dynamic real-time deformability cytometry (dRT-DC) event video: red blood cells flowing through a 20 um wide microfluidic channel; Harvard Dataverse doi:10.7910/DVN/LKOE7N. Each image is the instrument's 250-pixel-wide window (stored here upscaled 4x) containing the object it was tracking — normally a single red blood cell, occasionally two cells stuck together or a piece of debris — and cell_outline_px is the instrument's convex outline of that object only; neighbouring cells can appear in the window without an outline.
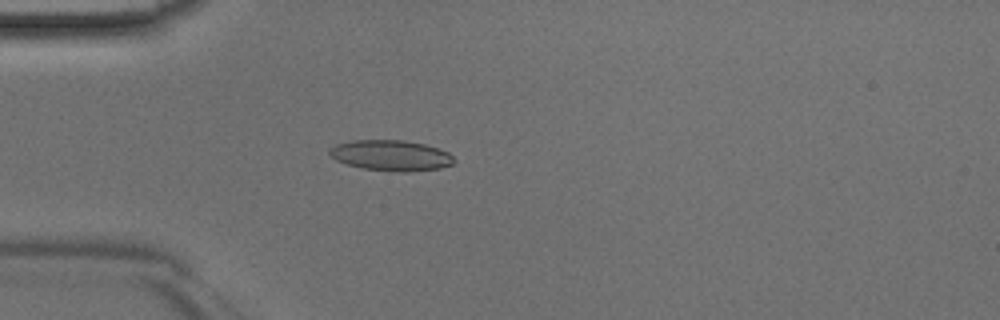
{"species": "Egyptian fruit bat (a non-hibernating species)", "species_latin": "Rousettus aegyptiacus", "temperature_condition": "room temperature", "stored_images_in_passage": 44, "camera_frame_rate_fps": 3000, "um_per_image_px": 0.085, "animal": {"sex": "male"}, "frame": {"image": 1, "passage_image": 12, "time_ms": 3.667, "image_size_px": [1000, 320], "cell_outline_px": [[456, 160], [452, 164], [440, 168], [408, 172], [400, 172], [364, 168], [348, 164], [336, 160], [328, 152], [328, 148], [336, 144], [352, 140], [404, 140], [424, 144], [448, 152]], "centroid_in_image_um": [33.23, 13.2], "position_along_channel_um": 51.8, "area_um2": 22.14}}
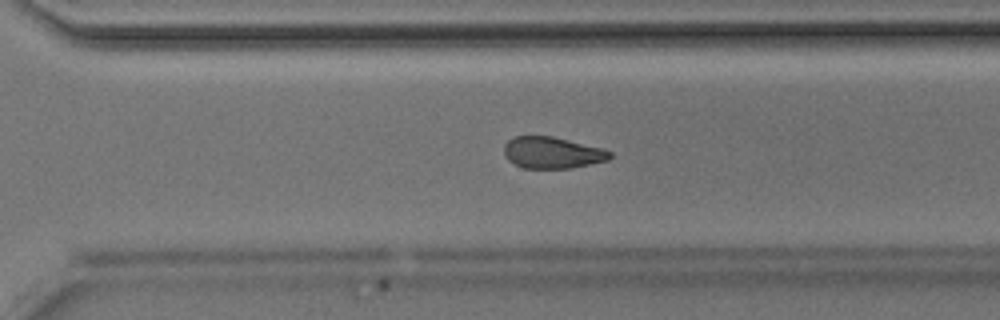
{"frame": {"image": 2, "passage_image": 31, "time_ms": 10.0, "image_size_px": [1000, 320], "cell_outline_px": [[612, 156], [608, 160], [572, 168], [524, 168], [508, 160], [504, 156], [504, 144], [512, 136], [552, 136], [604, 148], [612, 152]], "centroid_in_image_um": [46.94, 12.97], "position_along_channel_um": 323.7, "area_um2": 19.59}}
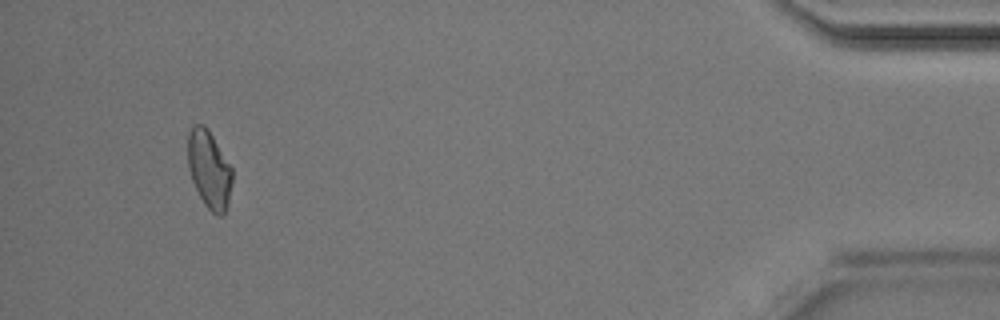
{"frame": {"image": 3, "passage_image": 42, "time_ms": 13.667, "image_size_px": [1000, 320], "cell_outline_px": [[232, 184], [228, 204], [224, 216], [216, 216], [204, 204], [192, 180], [188, 168], [188, 132], [192, 124], [204, 124], [208, 128], [232, 168]], "centroid_in_image_um": [17.78, 14.4], "position_along_channel_um": 417.4, "area_um2": 20.29}}